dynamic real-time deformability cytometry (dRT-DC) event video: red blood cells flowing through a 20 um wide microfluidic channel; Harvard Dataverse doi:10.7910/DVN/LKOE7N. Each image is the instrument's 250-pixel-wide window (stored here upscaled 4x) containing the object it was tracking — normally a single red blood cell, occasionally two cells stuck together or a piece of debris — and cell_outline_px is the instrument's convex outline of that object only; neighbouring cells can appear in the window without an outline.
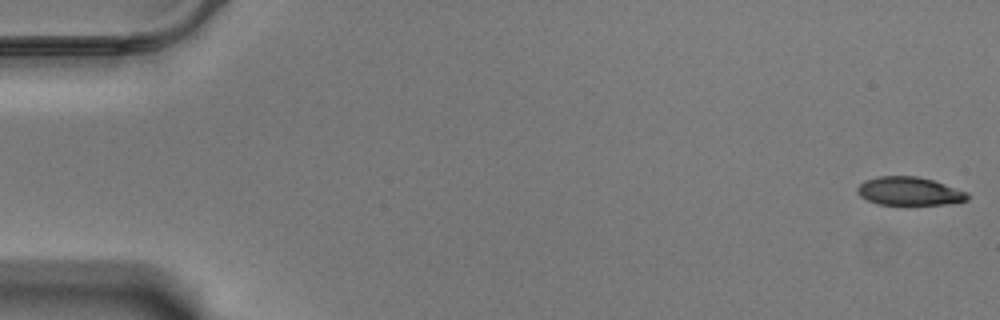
{"species": "Egyptian fruit bat (a non-hibernating species)", "species_latin": "Rousettus aegyptiacus", "temperature_condition": "warm", "stored_images_in_passage": 59, "camera_frame_rate_fps": 3000, "um_per_image_px": 0.085, "animal": {"sex": "male"}, "frame": {"image": 1, "passage_image": 1, "time_ms": 0.0, "image_size_px": [1000, 320], "cell_outline_px": [[968, 200], [944, 204], [876, 204], [860, 196], [856, 192], [856, 188], [864, 180], [880, 176], [916, 176], [932, 180], [968, 192]], "centroid_in_image_um": [77.25, 16.24], "position_along_channel_um": 7.7, "area_um2": 18.03}}
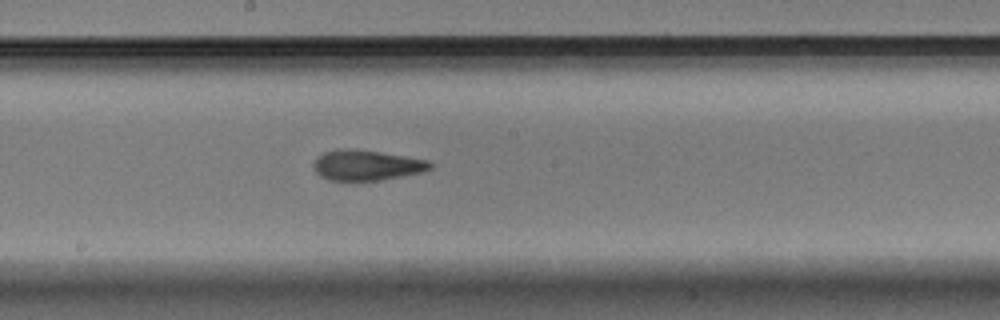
{"frame": {"image": 2, "passage_image": 32, "time_ms": 10.333, "image_size_px": [1000, 320], "cell_outline_px": [[432, 168], [420, 172], [380, 180], [328, 180], [320, 176], [312, 168], [312, 164], [316, 156], [324, 152], [336, 148], [356, 148], [432, 160]], "centroid_in_image_um": [31.12, 14.01], "position_along_channel_um": 217.1, "area_um2": 20.98}}
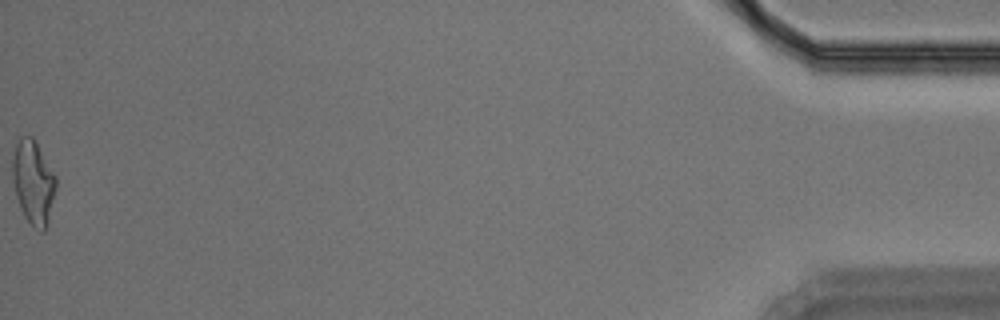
{"frame": {"image": 3, "passage_image": 59, "time_ms": 19.333, "image_size_px": [1000, 320], "cell_outline_px": [[56, 188], [48, 228], [44, 232], [40, 232], [24, 216], [20, 208], [16, 196], [12, 180], [12, 156], [16, 144], [20, 136], [32, 136], [56, 176]], "centroid_in_image_um": [2.83, 15.52], "position_along_channel_um": 432.4, "area_um2": 21.44}, "authors_computed_cell_mechanics": {"area_um2": 20.4034, "velocity_mm_per_s": 3.4713, "shape_relaxation_time_tau1_ms": 5.2423, "shape_relaxation_time_tau2_ms": 1.903, "deformation_change_tau1": 0.1947, "deformation_change_tau2": 0.1033}}